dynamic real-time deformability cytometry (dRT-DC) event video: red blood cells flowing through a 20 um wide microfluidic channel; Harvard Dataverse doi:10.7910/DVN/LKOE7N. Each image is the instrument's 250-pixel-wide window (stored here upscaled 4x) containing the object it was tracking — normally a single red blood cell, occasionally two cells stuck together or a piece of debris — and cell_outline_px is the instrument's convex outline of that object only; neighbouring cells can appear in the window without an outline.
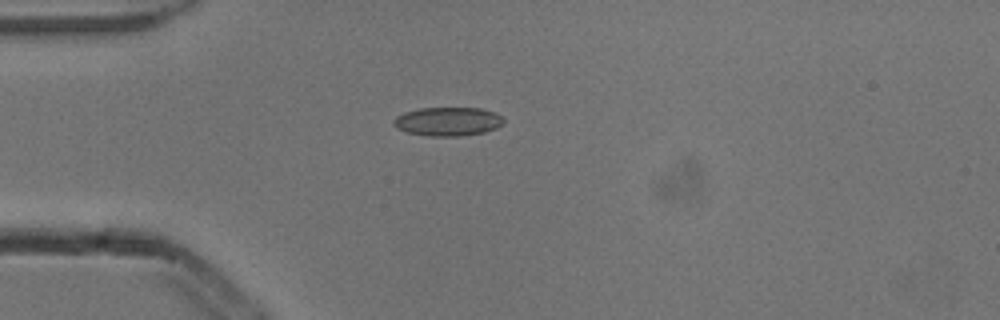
{"species": "common noctule bat (a hibernating species)", "species_latin": "Nyctalus noctula", "temperature_condition": "cold", "stored_images_in_passage": 2, "camera_frame_rate_fps": 3000, "um_per_image_px": 0.085, "animal": {"sex": "male", "body_mass_g": 13.3}, "frame": {"image": 1, "passage_image": 1, "time_ms": 0.0, "image_size_px": [1000, 320], "cell_outline_px": [[504, 120], [496, 128], [484, 132], [460, 136], [428, 136], [408, 132], [396, 128], [392, 124], [392, 120], [396, 116], [404, 112], [420, 108], [480, 108], [496, 112]], "centroid_in_image_um": [38.03, 10.32], "position_along_channel_um": 47.0, "area_um2": 18.44}}